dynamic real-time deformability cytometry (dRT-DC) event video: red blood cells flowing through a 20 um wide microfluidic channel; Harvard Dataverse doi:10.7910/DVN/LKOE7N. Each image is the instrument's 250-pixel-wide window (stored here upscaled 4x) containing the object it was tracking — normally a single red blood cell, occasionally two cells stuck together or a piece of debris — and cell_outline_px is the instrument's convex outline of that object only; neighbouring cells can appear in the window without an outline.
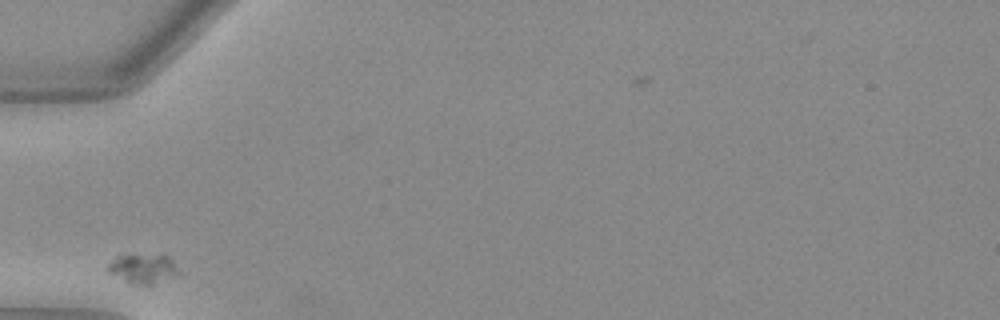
{"species": "Egyptian fruit bat (a non-hibernating species)", "species_latin": "Rousettus aegyptiacus", "temperature_condition": "warm", "stored_images_in_passage": 25, "camera_frame_rate_fps": 3000, "um_per_image_px": 0.085, "animal": {"sex": "female"}, "frame": {"image": 1, "passage_image": 1, "time_ms": 0.0, "image_size_px": [1000, 320], "cell_outline_px": [[180, 272], [152, 284], [140, 284], [124, 280], [108, 272], [108, 264], [116, 256], [164, 252], [172, 260]], "centroid_in_image_um": [12.17, 22.76], "position_along_channel_um": 72.8, "area_um2": 12.08}}
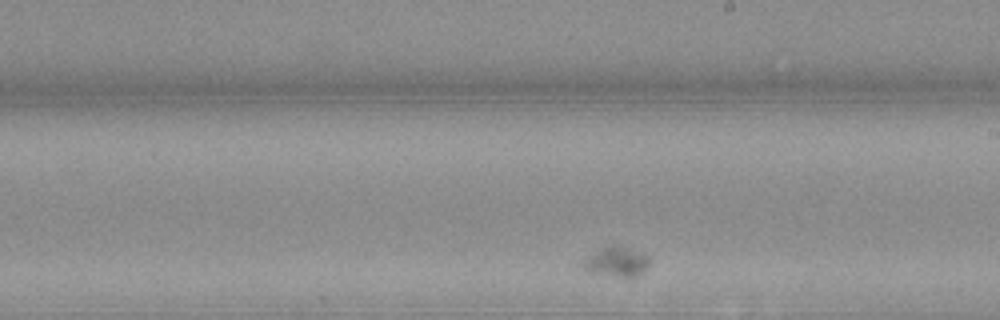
{"frame": {"image": 2, "passage_image": 15, "time_ms": 4.667, "image_size_px": [1000, 320], "cell_outline_px": [[648, 268], [636, 276], [620, 276], [588, 272], [584, 268], [584, 260], [588, 256], [600, 248], [612, 244], [648, 256]], "centroid_in_image_um": [52.38, 22.25], "position_along_channel_um": 236.6, "area_um2": 10.98}}
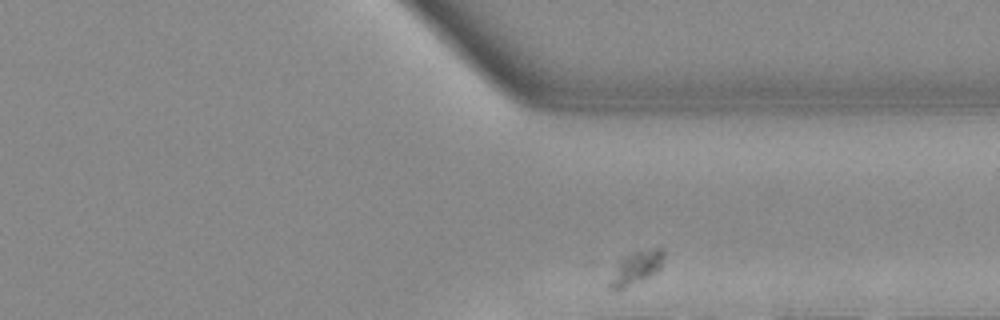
{"frame": {"image": 3, "passage_image": 25, "time_ms": 8.0, "image_size_px": [1000, 320], "cell_outline_px": [[664, 260], [660, 268], [656, 272], [620, 292], [612, 292], [608, 288], [608, 284], [616, 260], [620, 256], [632, 252], [656, 248], [660, 248], [664, 252]], "centroid_in_image_um": [53.97, 22.81], "position_along_channel_um": 357.4, "area_um2": 11.1}}